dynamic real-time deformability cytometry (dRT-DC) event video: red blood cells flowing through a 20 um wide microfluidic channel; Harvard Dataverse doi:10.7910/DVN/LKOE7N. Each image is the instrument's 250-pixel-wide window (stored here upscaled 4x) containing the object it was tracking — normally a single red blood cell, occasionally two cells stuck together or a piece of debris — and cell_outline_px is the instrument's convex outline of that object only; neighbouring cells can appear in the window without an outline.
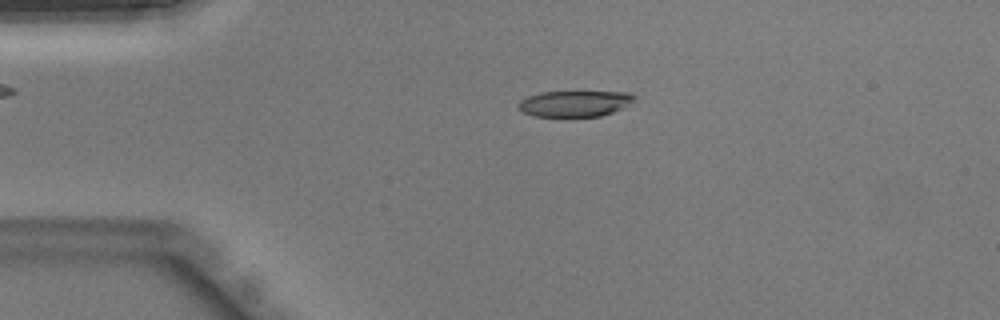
{"species": "Egyptian fruit bat (a non-hibernating species)", "species_latin": "Rousettus aegyptiacus", "temperature_condition": "warm", "stored_images_in_passage": 44, "camera_frame_rate_fps": 3000, "um_per_image_px": 0.085, "animal": {"sex": "male"}, "frame": {"image": 1, "passage_image": 10, "time_ms": 3.0, "image_size_px": [1000, 320], "cell_outline_px": [[636, 96], [632, 100], [620, 108], [612, 112], [600, 116], [532, 116], [524, 112], [516, 104], [520, 100], [528, 96], [540, 92], [628, 92]], "centroid_in_image_um": [48.79, 8.8], "position_along_channel_um": 36.2, "area_um2": 17.22}}
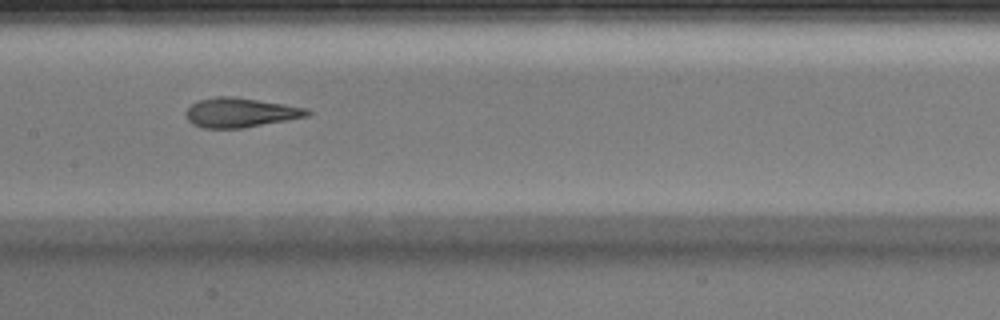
{"frame": {"image": 2, "passage_image": 22, "time_ms": 7.0, "image_size_px": [1000, 320], "cell_outline_px": [[312, 112], [308, 116], [240, 128], [204, 128], [192, 124], [188, 120], [184, 112], [192, 104], [200, 100], [216, 96], [232, 96], [284, 104], [308, 108]], "centroid_in_image_um": [20.41, 9.56], "position_along_channel_um": 187.0, "area_um2": 20.63}}
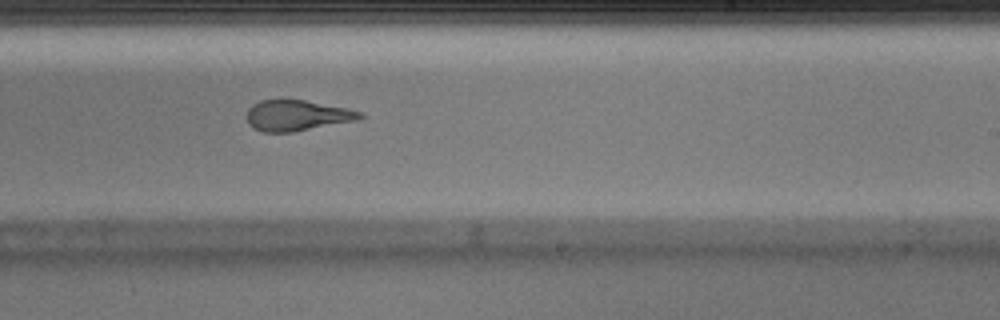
{"frame": {"image": 3, "passage_image": 27, "time_ms": 8.667, "image_size_px": [1000, 320], "cell_outline_px": [[364, 116], [356, 120], [292, 132], [264, 132], [252, 128], [248, 124], [248, 108], [252, 104], [260, 100], [280, 96], [304, 100], [348, 108], [360, 112]], "centroid_in_image_um": [25.17, 9.77], "position_along_channel_um": 263.8, "area_um2": 20.69}}